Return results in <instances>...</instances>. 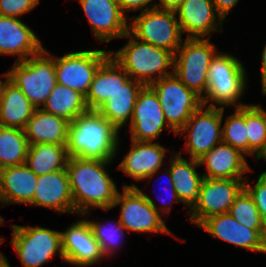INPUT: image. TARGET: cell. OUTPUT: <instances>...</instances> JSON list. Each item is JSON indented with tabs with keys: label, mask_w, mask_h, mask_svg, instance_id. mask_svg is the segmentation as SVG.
Listing matches in <instances>:
<instances>
[{
	"label": "cell",
	"mask_w": 266,
	"mask_h": 267,
	"mask_svg": "<svg viewBox=\"0 0 266 267\" xmlns=\"http://www.w3.org/2000/svg\"><path fill=\"white\" fill-rule=\"evenodd\" d=\"M120 207L117 219L129 233L150 234L160 233L171 235L180 242L185 239L178 237L167 226V220L145 199L135 187H122L111 209Z\"/></svg>",
	"instance_id": "ba28073f"
},
{
	"label": "cell",
	"mask_w": 266,
	"mask_h": 267,
	"mask_svg": "<svg viewBox=\"0 0 266 267\" xmlns=\"http://www.w3.org/2000/svg\"><path fill=\"white\" fill-rule=\"evenodd\" d=\"M31 28L20 18L0 15V55L20 62L38 54L45 46Z\"/></svg>",
	"instance_id": "ffe728a7"
},
{
	"label": "cell",
	"mask_w": 266,
	"mask_h": 267,
	"mask_svg": "<svg viewBox=\"0 0 266 267\" xmlns=\"http://www.w3.org/2000/svg\"><path fill=\"white\" fill-rule=\"evenodd\" d=\"M78 216L83 218L77 219L65 231H61L65 263L75 267H92L106 262L87 218L84 215Z\"/></svg>",
	"instance_id": "9a60e30c"
},
{
	"label": "cell",
	"mask_w": 266,
	"mask_h": 267,
	"mask_svg": "<svg viewBox=\"0 0 266 267\" xmlns=\"http://www.w3.org/2000/svg\"><path fill=\"white\" fill-rule=\"evenodd\" d=\"M38 176L27 165H14L0 169V207L29 205L34 196Z\"/></svg>",
	"instance_id": "cb8c5ba5"
},
{
	"label": "cell",
	"mask_w": 266,
	"mask_h": 267,
	"mask_svg": "<svg viewBox=\"0 0 266 267\" xmlns=\"http://www.w3.org/2000/svg\"><path fill=\"white\" fill-rule=\"evenodd\" d=\"M128 39L120 49H110V55L135 81L149 86L158 79L173 74L174 54L166 49L140 41L129 31L122 37Z\"/></svg>",
	"instance_id": "277c9868"
},
{
	"label": "cell",
	"mask_w": 266,
	"mask_h": 267,
	"mask_svg": "<svg viewBox=\"0 0 266 267\" xmlns=\"http://www.w3.org/2000/svg\"><path fill=\"white\" fill-rule=\"evenodd\" d=\"M5 218L0 215V226L5 225Z\"/></svg>",
	"instance_id": "c3c4849f"
},
{
	"label": "cell",
	"mask_w": 266,
	"mask_h": 267,
	"mask_svg": "<svg viewBox=\"0 0 266 267\" xmlns=\"http://www.w3.org/2000/svg\"><path fill=\"white\" fill-rule=\"evenodd\" d=\"M245 179H208L201 183L200 200L189 212L188 223L199 226L209 217L228 213L244 189Z\"/></svg>",
	"instance_id": "4fadbf2b"
},
{
	"label": "cell",
	"mask_w": 266,
	"mask_h": 267,
	"mask_svg": "<svg viewBox=\"0 0 266 267\" xmlns=\"http://www.w3.org/2000/svg\"><path fill=\"white\" fill-rule=\"evenodd\" d=\"M247 158L240 150L221 142L200 158L199 163L205 167L204 178L246 179L248 173L254 172Z\"/></svg>",
	"instance_id": "7402d4cb"
},
{
	"label": "cell",
	"mask_w": 266,
	"mask_h": 267,
	"mask_svg": "<svg viewBox=\"0 0 266 267\" xmlns=\"http://www.w3.org/2000/svg\"><path fill=\"white\" fill-rule=\"evenodd\" d=\"M130 140L158 142L164 130H171L166 123L158 96L150 86H144L134 106L133 116L127 126Z\"/></svg>",
	"instance_id": "5bb4252c"
},
{
	"label": "cell",
	"mask_w": 266,
	"mask_h": 267,
	"mask_svg": "<svg viewBox=\"0 0 266 267\" xmlns=\"http://www.w3.org/2000/svg\"><path fill=\"white\" fill-rule=\"evenodd\" d=\"M121 134L97 110L79 115L68 127L69 157L117 160L121 150Z\"/></svg>",
	"instance_id": "7a4b0ae2"
},
{
	"label": "cell",
	"mask_w": 266,
	"mask_h": 267,
	"mask_svg": "<svg viewBox=\"0 0 266 267\" xmlns=\"http://www.w3.org/2000/svg\"><path fill=\"white\" fill-rule=\"evenodd\" d=\"M144 86L130 78L97 111L120 132L124 128L126 130L131 122L138 95Z\"/></svg>",
	"instance_id": "484cf974"
},
{
	"label": "cell",
	"mask_w": 266,
	"mask_h": 267,
	"mask_svg": "<svg viewBox=\"0 0 266 267\" xmlns=\"http://www.w3.org/2000/svg\"><path fill=\"white\" fill-rule=\"evenodd\" d=\"M69 124L66 119L37 108L24 131L29 144L66 145Z\"/></svg>",
	"instance_id": "4316f807"
},
{
	"label": "cell",
	"mask_w": 266,
	"mask_h": 267,
	"mask_svg": "<svg viewBox=\"0 0 266 267\" xmlns=\"http://www.w3.org/2000/svg\"><path fill=\"white\" fill-rule=\"evenodd\" d=\"M248 156L254 159L266 145V110L262 104L246 105Z\"/></svg>",
	"instance_id": "836d02e7"
},
{
	"label": "cell",
	"mask_w": 266,
	"mask_h": 267,
	"mask_svg": "<svg viewBox=\"0 0 266 267\" xmlns=\"http://www.w3.org/2000/svg\"><path fill=\"white\" fill-rule=\"evenodd\" d=\"M222 119V108L201 105L176 134L185 141L183 151L176 152L182 156L188 153L189 158L196 160L202 158L222 142Z\"/></svg>",
	"instance_id": "30bf717a"
},
{
	"label": "cell",
	"mask_w": 266,
	"mask_h": 267,
	"mask_svg": "<svg viewBox=\"0 0 266 267\" xmlns=\"http://www.w3.org/2000/svg\"><path fill=\"white\" fill-rule=\"evenodd\" d=\"M159 142L130 140L131 146L125 152L126 154H123L116 168L125 173L126 176H129L133 184H123L122 187H135V181L142 182L147 176L166 166L168 154L174 153L175 150L172 149L171 151V149L163 146V144L161 145Z\"/></svg>",
	"instance_id": "e0dca14e"
},
{
	"label": "cell",
	"mask_w": 266,
	"mask_h": 267,
	"mask_svg": "<svg viewBox=\"0 0 266 267\" xmlns=\"http://www.w3.org/2000/svg\"><path fill=\"white\" fill-rule=\"evenodd\" d=\"M198 227L222 243L254 253H265L263 236L257 230L237 222L229 213L209 217Z\"/></svg>",
	"instance_id": "d6986e66"
},
{
	"label": "cell",
	"mask_w": 266,
	"mask_h": 267,
	"mask_svg": "<svg viewBox=\"0 0 266 267\" xmlns=\"http://www.w3.org/2000/svg\"><path fill=\"white\" fill-rule=\"evenodd\" d=\"M0 75L5 79V80L1 79V76H0V102H1L4 87H5L6 83L8 82V80L10 79V75H9V71L3 72Z\"/></svg>",
	"instance_id": "7bdbcfd3"
},
{
	"label": "cell",
	"mask_w": 266,
	"mask_h": 267,
	"mask_svg": "<svg viewBox=\"0 0 266 267\" xmlns=\"http://www.w3.org/2000/svg\"><path fill=\"white\" fill-rule=\"evenodd\" d=\"M263 245H264V248H265V253L266 254V223L264 225V232H263Z\"/></svg>",
	"instance_id": "bcb514c9"
},
{
	"label": "cell",
	"mask_w": 266,
	"mask_h": 267,
	"mask_svg": "<svg viewBox=\"0 0 266 267\" xmlns=\"http://www.w3.org/2000/svg\"><path fill=\"white\" fill-rule=\"evenodd\" d=\"M183 0H157L158 9L175 10Z\"/></svg>",
	"instance_id": "b9f144b4"
},
{
	"label": "cell",
	"mask_w": 266,
	"mask_h": 267,
	"mask_svg": "<svg viewBox=\"0 0 266 267\" xmlns=\"http://www.w3.org/2000/svg\"><path fill=\"white\" fill-rule=\"evenodd\" d=\"M0 267H11L8 258L2 253V257L0 258Z\"/></svg>",
	"instance_id": "f6af8a7d"
},
{
	"label": "cell",
	"mask_w": 266,
	"mask_h": 267,
	"mask_svg": "<svg viewBox=\"0 0 266 267\" xmlns=\"http://www.w3.org/2000/svg\"><path fill=\"white\" fill-rule=\"evenodd\" d=\"M28 148L23 129L0 126V169L24 164Z\"/></svg>",
	"instance_id": "1f68e13d"
},
{
	"label": "cell",
	"mask_w": 266,
	"mask_h": 267,
	"mask_svg": "<svg viewBox=\"0 0 266 267\" xmlns=\"http://www.w3.org/2000/svg\"><path fill=\"white\" fill-rule=\"evenodd\" d=\"M36 108L10 79L0 102V126L25 129Z\"/></svg>",
	"instance_id": "83f0119b"
},
{
	"label": "cell",
	"mask_w": 266,
	"mask_h": 267,
	"mask_svg": "<svg viewBox=\"0 0 266 267\" xmlns=\"http://www.w3.org/2000/svg\"><path fill=\"white\" fill-rule=\"evenodd\" d=\"M121 12L129 19L132 11L139 13L157 8V0H117Z\"/></svg>",
	"instance_id": "f35d334b"
},
{
	"label": "cell",
	"mask_w": 266,
	"mask_h": 267,
	"mask_svg": "<svg viewBox=\"0 0 266 267\" xmlns=\"http://www.w3.org/2000/svg\"><path fill=\"white\" fill-rule=\"evenodd\" d=\"M249 175L244 181V189L252 197L262 220L266 223V176L259 174L258 179L251 183Z\"/></svg>",
	"instance_id": "8d00e7d4"
},
{
	"label": "cell",
	"mask_w": 266,
	"mask_h": 267,
	"mask_svg": "<svg viewBox=\"0 0 266 267\" xmlns=\"http://www.w3.org/2000/svg\"><path fill=\"white\" fill-rule=\"evenodd\" d=\"M255 160H257L256 162H260L261 160H263L262 163L264 162L266 163V145L263 148V150L257 155ZM261 174L266 176V169L263 172H261Z\"/></svg>",
	"instance_id": "ee69618b"
},
{
	"label": "cell",
	"mask_w": 266,
	"mask_h": 267,
	"mask_svg": "<svg viewBox=\"0 0 266 267\" xmlns=\"http://www.w3.org/2000/svg\"><path fill=\"white\" fill-rule=\"evenodd\" d=\"M69 155L66 145L39 143L29 144L27 167L37 176L65 169Z\"/></svg>",
	"instance_id": "f1b7e54d"
},
{
	"label": "cell",
	"mask_w": 266,
	"mask_h": 267,
	"mask_svg": "<svg viewBox=\"0 0 266 267\" xmlns=\"http://www.w3.org/2000/svg\"><path fill=\"white\" fill-rule=\"evenodd\" d=\"M240 57L218 51L210 62L208 82L202 105L229 109L246 106L243 97L248 91V71ZM243 99V102H242Z\"/></svg>",
	"instance_id": "3957f363"
},
{
	"label": "cell",
	"mask_w": 266,
	"mask_h": 267,
	"mask_svg": "<svg viewBox=\"0 0 266 267\" xmlns=\"http://www.w3.org/2000/svg\"><path fill=\"white\" fill-rule=\"evenodd\" d=\"M4 242H5V238L2 237V236H0V246H1V244L4 243ZM2 253H3V252H0V258L2 257Z\"/></svg>",
	"instance_id": "7dc6e473"
},
{
	"label": "cell",
	"mask_w": 266,
	"mask_h": 267,
	"mask_svg": "<svg viewBox=\"0 0 266 267\" xmlns=\"http://www.w3.org/2000/svg\"><path fill=\"white\" fill-rule=\"evenodd\" d=\"M261 70H260V83H261V93L266 96V44H264L263 50L261 52Z\"/></svg>",
	"instance_id": "60d3db41"
},
{
	"label": "cell",
	"mask_w": 266,
	"mask_h": 267,
	"mask_svg": "<svg viewBox=\"0 0 266 267\" xmlns=\"http://www.w3.org/2000/svg\"><path fill=\"white\" fill-rule=\"evenodd\" d=\"M162 173L161 174V176L164 178H166V180L167 181H165L167 184V186L165 187L164 186V188H166L167 189V191L169 190V192H168V198L167 197H164L163 195H156L155 196V198L156 199H154L153 197H150L149 195L150 194H148V193H146V192H144L143 191V188H140L138 185H136L135 186V188L145 197V199L163 216V217H165V219H166V217L168 218V216L170 215V213H171V210H172V208H173V204H175V202H176V204L178 203V204H180L181 203V201L178 199V197H177V194H176V191H175V188H174V183L172 182L173 180H172V178H171V173H170V170H169V168L166 166H164V168L163 169H160V170H158V171H156L154 174H151V175H149V176H147L144 180H142V181H147L146 183H144V184H146L147 186H148V184H151V183H153L151 180H153V178H154V176L155 177H157V179H159L161 176L160 175H158L159 173ZM158 175V176H157ZM160 178V180L161 179H163V178ZM159 180V181H160ZM164 180V179H163ZM156 182V181H155ZM161 182V181H160ZM158 185V184H157ZM164 191H165V189H164ZM156 192V191H155ZM166 194V193H165ZM169 194H170V196H169ZM167 195V194H166ZM164 197V199H162ZM159 203H158V202ZM158 203V204H157ZM159 205V206H158ZM167 215V216H166Z\"/></svg>",
	"instance_id": "d590c367"
},
{
	"label": "cell",
	"mask_w": 266,
	"mask_h": 267,
	"mask_svg": "<svg viewBox=\"0 0 266 267\" xmlns=\"http://www.w3.org/2000/svg\"><path fill=\"white\" fill-rule=\"evenodd\" d=\"M158 96L168 126L177 134L202 105V98L174 74L149 85Z\"/></svg>",
	"instance_id": "7c38bea8"
},
{
	"label": "cell",
	"mask_w": 266,
	"mask_h": 267,
	"mask_svg": "<svg viewBox=\"0 0 266 267\" xmlns=\"http://www.w3.org/2000/svg\"><path fill=\"white\" fill-rule=\"evenodd\" d=\"M10 244L23 267H43L56 255L65 264L61 231L43 226L11 224Z\"/></svg>",
	"instance_id": "8992f818"
},
{
	"label": "cell",
	"mask_w": 266,
	"mask_h": 267,
	"mask_svg": "<svg viewBox=\"0 0 266 267\" xmlns=\"http://www.w3.org/2000/svg\"><path fill=\"white\" fill-rule=\"evenodd\" d=\"M130 76L110 55L98 68L85 96L88 110H98Z\"/></svg>",
	"instance_id": "d4e9b609"
},
{
	"label": "cell",
	"mask_w": 266,
	"mask_h": 267,
	"mask_svg": "<svg viewBox=\"0 0 266 267\" xmlns=\"http://www.w3.org/2000/svg\"><path fill=\"white\" fill-rule=\"evenodd\" d=\"M10 80L37 109L42 108L57 84L54 54L43 48L38 54L10 67Z\"/></svg>",
	"instance_id": "5b68a950"
},
{
	"label": "cell",
	"mask_w": 266,
	"mask_h": 267,
	"mask_svg": "<svg viewBox=\"0 0 266 267\" xmlns=\"http://www.w3.org/2000/svg\"><path fill=\"white\" fill-rule=\"evenodd\" d=\"M228 213L237 220V222L250 229L257 230L263 236L265 223L252 197L245 189L235 198Z\"/></svg>",
	"instance_id": "e575fe53"
},
{
	"label": "cell",
	"mask_w": 266,
	"mask_h": 267,
	"mask_svg": "<svg viewBox=\"0 0 266 267\" xmlns=\"http://www.w3.org/2000/svg\"><path fill=\"white\" fill-rule=\"evenodd\" d=\"M167 161L172 182L181 205L186 206L187 217L189 212L200 200L201 183L204 179L197 168L201 167L199 160L184 157L174 151Z\"/></svg>",
	"instance_id": "603a6c76"
},
{
	"label": "cell",
	"mask_w": 266,
	"mask_h": 267,
	"mask_svg": "<svg viewBox=\"0 0 266 267\" xmlns=\"http://www.w3.org/2000/svg\"><path fill=\"white\" fill-rule=\"evenodd\" d=\"M87 18L92 36L101 43L122 39L128 32L129 19L117 0H77Z\"/></svg>",
	"instance_id": "2e32d148"
},
{
	"label": "cell",
	"mask_w": 266,
	"mask_h": 267,
	"mask_svg": "<svg viewBox=\"0 0 266 267\" xmlns=\"http://www.w3.org/2000/svg\"><path fill=\"white\" fill-rule=\"evenodd\" d=\"M109 56L110 50L100 48L54 55L56 81L85 97L95 73Z\"/></svg>",
	"instance_id": "8fae6325"
},
{
	"label": "cell",
	"mask_w": 266,
	"mask_h": 267,
	"mask_svg": "<svg viewBox=\"0 0 266 267\" xmlns=\"http://www.w3.org/2000/svg\"><path fill=\"white\" fill-rule=\"evenodd\" d=\"M129 22L128 31L135 38L173 54L185 39L175 10L149 9L130 16Z\"/></svg>",
	"instance_id": "9c48e42d"
},
{
	"label": "cell",
	"mask_w": 266,
	"mask_h": 267,
	"mask_svg": "<svg viewBox=\"0 0 266 267\" xmlns=\"http://www.w3.org/2000/svg\"><path fill=\"white\" fill-rule=\"evenodd\" d=\"M115 160L69 157L66 171L75 206V216L94 209L111 210L122 187L108 169Z\"/></svg>",
	"instance_id": "6da1fadb"
},
{
	"label": "cell",
	"mask_w": 266,
	"mask_h": 267,
	"mask_svg": "<svg viewBox=\"0 0 266 267\" xmlns=\"http://www.w3.org/2000/svg\"><path fill=\"white\" fill-rule=\"evenodd\" d=\"M234 110V112H231L232 114L229 115L228 113L224 116L225 109H222V142L248 156L246 106Z\"/></svg>",
	"instance_id": "d6a6232c"
},
{
	"label": "cell",
	"mask_w": 266,
	"mask_h": 267,
	"mask_svg": "<svg viewBox=\"0 0 266 267\" xmlns=\"http://www.w3.org/2000/svg\"><path fill=\"white\" fill-rule=\"evenodd\" d=\"M92 211L86 212L83 215L87 218L91 229L93 231L95 239L99 242L101 250L108 260L117 257L116 254L122 250L125 243L126 234L128 233L119 223V220L102 221L97 220V218L90 219L89 216L92 215Z\"/></svg>",
	"instance_id": "4dcf8cb0"
},
{
	"label": "cell",
	"mask_w": 266,
	"mask_h": 267,
	"mask_svg": "<svg viewBox=\"0 0 266 267\" xmlns=\"http://www.w3.org/2000/svg\"><path fill=\"white\" fill-rule=\"evenodd\" d=\"M40 2L41 0H0V15L22 19Z\"/></svg>",
	"instance_id": "74e56055"
},
{
	"label": "cell",
	"mask_w": 266,
	"mask_h": 267,
	"mask_svg": "<svg viewBox=\"0 0 266 267\" xmlns=\"http://www.w3.org/2000/svg\"><path fill=\"white\" fill-rule=\"evenodd\" d=\"M219 48L210 38H185L174 53L173 74L190 90L204 97L208 69Z\"/></svg>",
	"instance_id": "52a82bcc"
},
{
	"label": "cell",
	"mask_w": 266,
	"mask_h": 267,
	"mask_svg": "<svg viewBox=\"0 0 266 267\" xmlns=\"http://www.w3.org/2000/svg\"><path fill=\"white\" fill-rule=\"evenodd\" d=\"M217 13L226 21L229 13L238 5L240 0H212Z\"/></svg>",
	"instance_id": "ab89813d"
},
{
	"label": "cell",
	"mask_w": 266,
	"mask_h": 267,
	"mask_svg": "<svg viewBox=\"0 0 266 267\" xmlns=\"http://www.w3.org/2000/svg\"><path fill=\"white\" fill-rule=\"evenodd\" d=\"M184 38H210L224 32V19L212 0H183L175 9Z\"/></svg>",
	"instance_id": "ac0fdd59"
},
{
	"label": "cell",
	"mask_w": 266,
	"mask_h": 267,
	"mask_svg": "<svg viewBox=\"0 0 266 267\" xmlns=\"http://www.w3.org/2000/svg\"><path fill=\"white\" fill-rule=\"evenodd\" d=\"M30 206L44 207L57 213L73 214L75 206L65 169L38 176L35 192Z\"/></svg>",
	"instance_id": "44dd1931"
},
{
	"label": "cell",
	"mask_w": 266,
	"mask_h": 267,
	"mask_svg": "<svg viewBox=\"0 0 266 267\" xmlns=\"http://www.w3.org/2000/svg\"><path fill=\"white\" fill-rule=\"evenodd\" d=\"M41 109L69 122L88 111L85 97L80 92L59 83L55 85Z\"/></svg>",
	"instance_id": "f546056e"
}]
</instances>
